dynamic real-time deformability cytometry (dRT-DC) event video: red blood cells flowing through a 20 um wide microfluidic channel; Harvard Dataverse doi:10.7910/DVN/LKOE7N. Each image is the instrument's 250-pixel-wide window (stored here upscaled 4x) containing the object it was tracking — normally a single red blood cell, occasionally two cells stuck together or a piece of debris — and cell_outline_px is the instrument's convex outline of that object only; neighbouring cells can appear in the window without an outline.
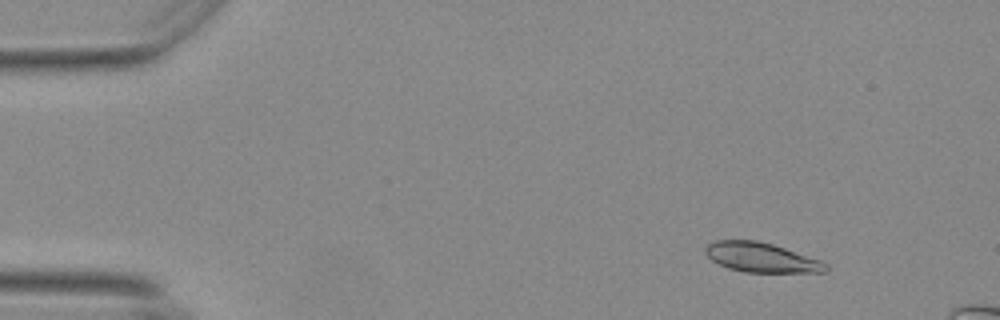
{"species": "Egyptian fruit bat (a non-hibernating species)", "species_latin": "Rousettus aegyptiacus", "temperature_condition": "warm", "stored_images_in_passage": 53, "camera_frame_rate_fps": 3000, "um_per_image_px": 0.085, "animal": {"sex": "female"}, "frame": {"image": 1, "passage_image": 7, "time_ms": 2.0, "image_size_px": [1000, 320], "cell_outline_px": [[828, 272], [744, 272], [728, 268], [712, 260], [704, 252], [704, 248], [708, 244], [716, 240], [756, 240], [772, 244], [820, 260], [828, 264]], "centroid_in_image_um": [64.7, 21.88], "position_along_channel_um": 20.3, "area_um2": 20.63}}
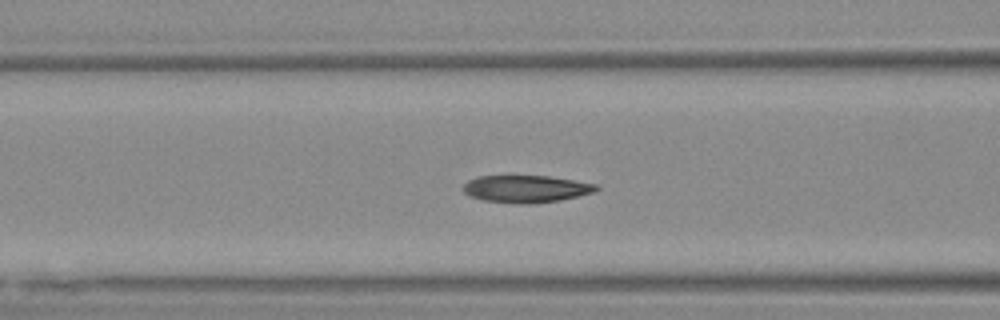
{"frame": {"image": 2, "passage_image": 23, "time_ms": 7.333, "image_size_px": [1000, 320], "cell_outline_px": [[600, 188], [596, 192], [560, 200], [528, 204], [520, 204], [480, 200], [468, 196], [460, 188], [468, 180], [480, 176], [548, 176], [596, 184]], "centroid_in_image_um": [44.67, 16.06], "position_along_channel_um": 121.9, "area_um2": 21.27}}
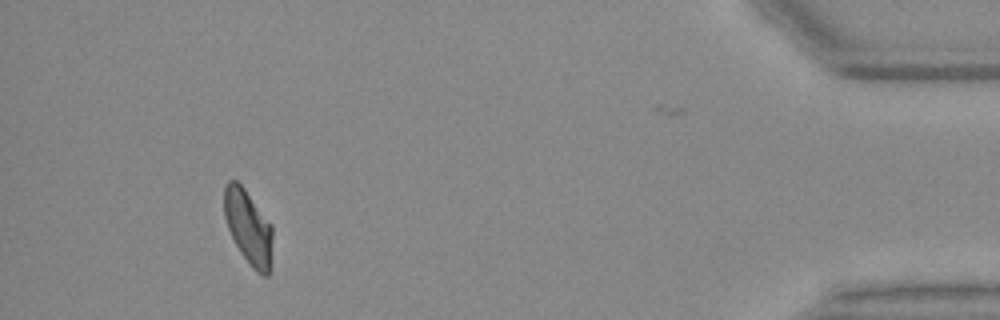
{"frame": {"image": 3, "passage_image": 52, "time_ms": 17.0, "image_size_px": [1000, 320], "cell_outline_px": [[272, 236], [268, 276], [264, 276], [256, 272], [252, 268], [240, 252], [228, 228], [224, 216], [224, 184], [228, 180], [236, 180], [244, 188], [272, 224]], "centroid_in_image_um": [21.09, 19.28], "position_along_channel_um": 414.1, "area_um2": 20.81}}